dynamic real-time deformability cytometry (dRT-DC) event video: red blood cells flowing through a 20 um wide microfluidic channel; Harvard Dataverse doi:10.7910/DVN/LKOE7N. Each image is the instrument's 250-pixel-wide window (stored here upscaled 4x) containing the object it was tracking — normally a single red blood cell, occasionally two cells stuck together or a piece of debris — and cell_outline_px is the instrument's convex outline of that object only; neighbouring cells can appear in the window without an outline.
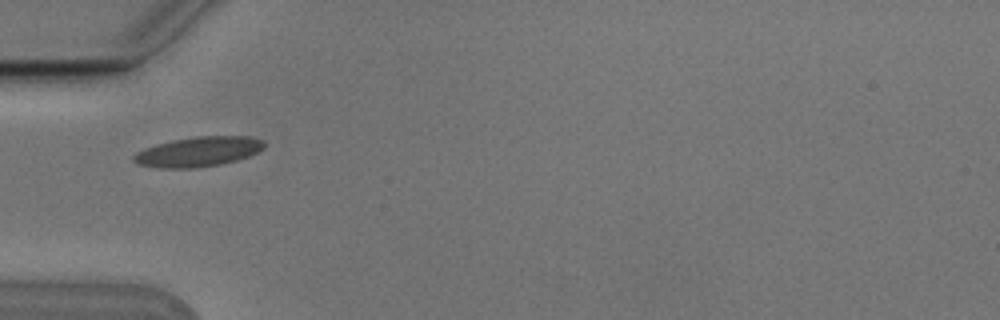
{"species": "Egyptian fruit bat (a non-hibernating species)", "species_latin": "Rousettus aegyptiacus", "temperature_condition": "cold", "stored_images_in_passage": 4, "camera_frame_rate_fps": 3000, "um_per_image_px": 0.085, "animal": {"sex": "male"}, "frame": {"image": 1, "passage_image": 2, "time_ms": 0.333, "image_size_px": [1000, 320], "cell_outline_px": [[264, 148], [248, 156], [236, 160], [220, 164], [196, 168], [156, 168], [136, 164], [132, 160], [132, 156], [136, 152], [144, 148], [156, 144], [172, 140], [196, 136], [248, 136], [264, 140]], "centroid_in_image_um": [16.8, 12.9], "position_along_channel_um": 68.2, "area_um2": 22.83}}
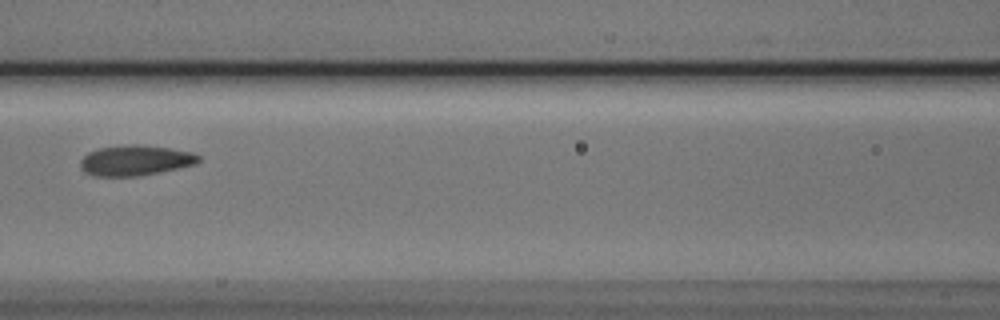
{"frame": {"image": 2, "passage_image": 4, "time_ms": 1.0, "image_size_px": [1000, 320], "cell_outline_px": [[200, 160], [196, 164], [160, 172], [140, 176], [92, 176], [84, 172], [80, 168], [80, 160], [88, 152], [100, 148], [132, 144], [136, 144], [172, 148], [192, 152], [200, 156]], "centroid_in_image_um": [11.5, 13.64], "position_along_channel_um": 155.1, "area_um2": 21.04}}